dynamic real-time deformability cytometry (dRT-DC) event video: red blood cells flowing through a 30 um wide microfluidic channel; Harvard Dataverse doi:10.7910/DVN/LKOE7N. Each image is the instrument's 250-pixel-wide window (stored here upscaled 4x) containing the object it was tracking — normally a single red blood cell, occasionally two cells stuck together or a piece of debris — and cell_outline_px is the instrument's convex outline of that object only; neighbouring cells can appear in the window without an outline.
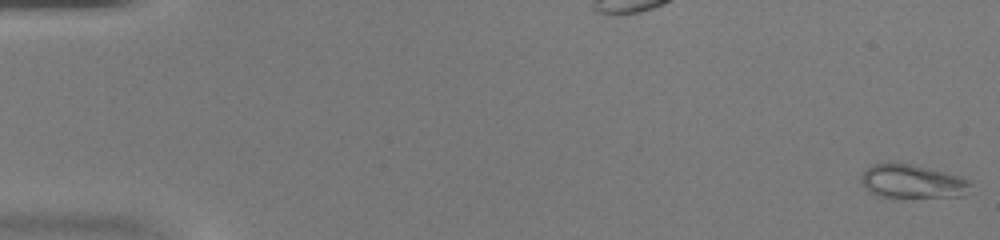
{"species": "common noctule bat (a hibernating species)", "species_latin": "Nyctalus noctula", "temperature_condition": "warm", "stored_images_in_passage": 47, "camera_frame_rate_fps": 3000, "um_per_image_px": 0.085, "animal": {"sex": "female", "body_mass_g": 20.0, "forearm_length_mm": 54.0}, "frame": {"image": 1, "passage_image": 1, "time_ms": 0.0, "image_size_px": [1000, 240], "cell_outline_px": [[972, 184], [964, 196], [900, 200], [896, 200], [876, 196], [868, 192], [860, 180], [860, 176], [872, 164], [912, 164], [948, 172], [968, 180]], "centroid_in_image_um": [77.54, 15.5], "position_along_channel_um": 7.5, "area_um2": 22.37}}
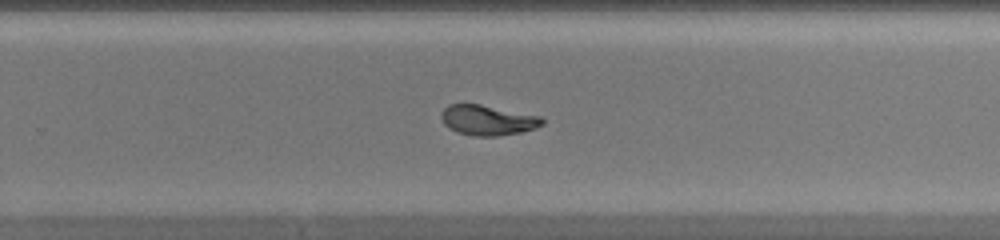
{"frame": {"image": 2, "passage_image": 31, "time_ms": 10.0, "image_size_px": [1000, 240], "cell_outline_px": [[544, 124], [536, 128], [520, 132], [496, 136], [476, 136], [456, 132], [448, 128], [444, 124], [440, 116], [440, 112], [448, 104], [480, 104], [540, 116], [544, 120]], "centroid_in_image_um": [41.42, 10.21], "position_along_channel_um": 288.4, "area_um2": 17.8}}
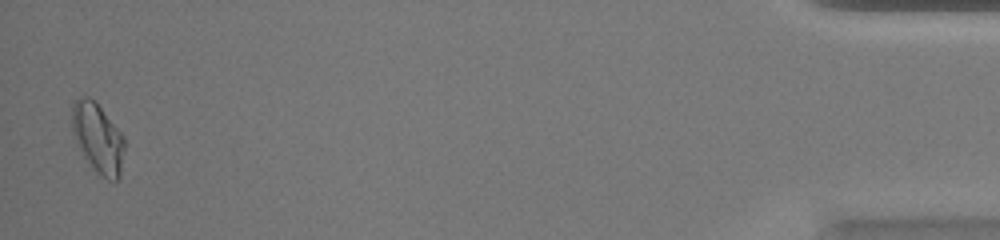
{"frame": {"image": 3, "passage_image": 46, "time_ms": 15.0, "image_size_px": [1000, 240], "cell_outline_px": [[124, 152], [120, 176], [116, 180], [108, 180], [100, 176], [84, 156], [72, 132], [72, 104], [76, 100], [84, 96], [88, 96], [100, 108], [124, 136]], "centroid_in_image_um": [8.33, 11.76], "position_along_channel_um": 426.9, "area_um2": 20.87}}